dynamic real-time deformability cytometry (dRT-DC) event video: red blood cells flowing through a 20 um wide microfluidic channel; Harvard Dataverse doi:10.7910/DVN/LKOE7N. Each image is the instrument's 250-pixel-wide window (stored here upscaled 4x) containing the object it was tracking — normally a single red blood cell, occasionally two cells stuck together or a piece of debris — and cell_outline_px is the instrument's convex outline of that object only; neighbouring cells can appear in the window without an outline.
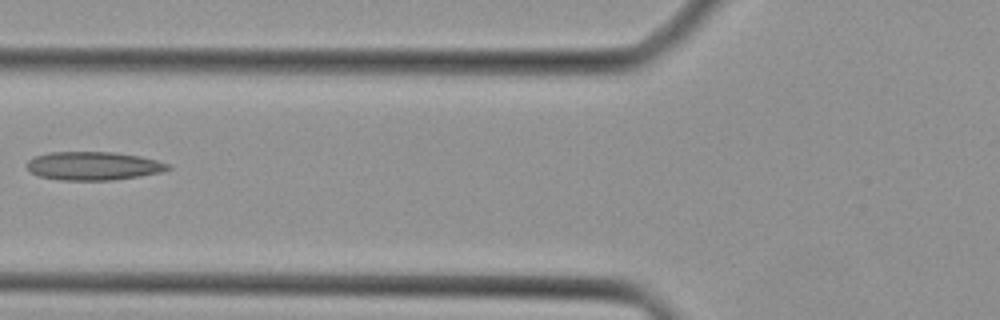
{"species": "Egyptian fruit bat (a non-hibernating species)", "species_latin": "Rousettus aegyptiacus", "temperature_condition": "cold", "stored_images_in_passage": 4, "camera_frame_rate_fps": 3000, "um_per_image_px": 0.085, "animal": {"sex": "female"}, "frame": {"image": 1, "passage_image": 4, "time_ms": 3.333, "image_size_px": [1000, 320], "cell_outline_px": [[172, 168], [160, 172], [140, 176], [112, 180], [60, 180], [40, 176], [32, 172], [24, 164], [28, 160], [36, 156], [48, 152], [116, 152], [140, 156], [156, 160], [168, 164]], "centroid_in_image_um": [7.92, 14.1], "position_along_channel_um": 117.9, "area_um2": 23.35}}